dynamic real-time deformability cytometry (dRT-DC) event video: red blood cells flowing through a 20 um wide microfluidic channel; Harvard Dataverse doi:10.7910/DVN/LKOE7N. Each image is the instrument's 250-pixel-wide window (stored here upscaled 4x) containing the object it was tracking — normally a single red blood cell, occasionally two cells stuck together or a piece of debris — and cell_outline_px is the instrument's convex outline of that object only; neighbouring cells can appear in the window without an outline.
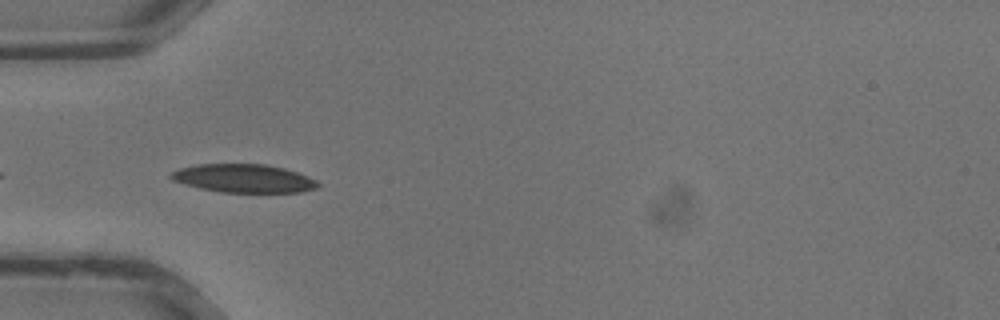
{"species": "common noctule bat (a hibernating species)", "species_latin": "Nyctalus noctula", "temperature_condition": "warm", "stored_images_in_passage": 19, "camera_frame_rate_fps": 3000, "um_per_image_px": 0.085, "animal": {"sex": "male", "body_mass_g": 13.3}, "frame": {"image": 1, "passage_image": 5, "time_ms": 1.333, "image_size_px": [1000, 320], "cell_outline_px": [[320, 184], [316, 188], [300, 192], [220, 192], [200, 188], [184, 184], [172, 180], [168, 176], [172, 172], [180, 168], [196, 164], [264, 164], [284, 168], [308, 176], [316, 180]], "centroid_in_image_um": [20.7, 15.16], "position_along_channel_um": 64.3, "area_um2": 24.22}}
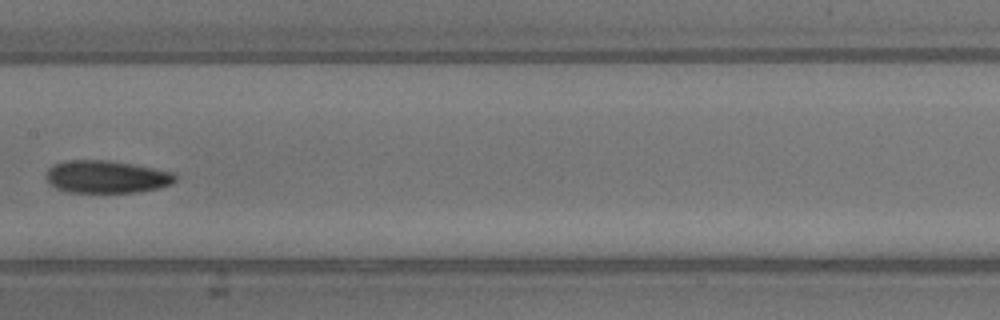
{"frame": {"image": 2, "passage_image": 12, "time_ms": 3.667, "image_size_px": [1000, 320], "cell_outline_px": [[176, 180], [172, 184], [160, 188], [132, 192], [68, 192], [56, 188], [48, 180], [48, 168], [52, 164], [64, 160], [104, 160], [132, 164], [172, 172], [176, 176]], "centroid_in_image_um": [9.05, 15.02], "position_along_channel_um": 198.3, "area_um2": 24.28}}
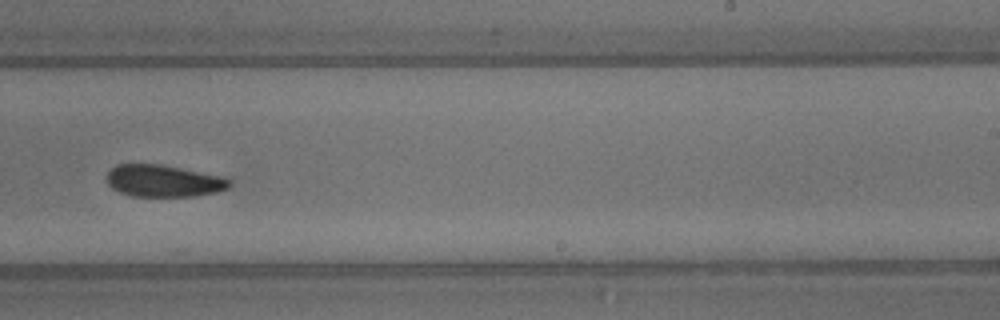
{"frame": {"image": 3, "passage_image": 16, "time_ms": 5.0, "image_size_px": [1000, 320], "cell_outline_px": [[232, 184], [228, 188], [216, 192], [196, 196], [132, 196], [120, 192], [112, 188], [108, 184], [108, 172], [116, 164], [160, 164], [180, 168], [216, 176], [228, 180]], "centroid_in_image_um": [13.85, 15.38], "position_along_channel_um": 275.2, "area_um2": 22.43}}